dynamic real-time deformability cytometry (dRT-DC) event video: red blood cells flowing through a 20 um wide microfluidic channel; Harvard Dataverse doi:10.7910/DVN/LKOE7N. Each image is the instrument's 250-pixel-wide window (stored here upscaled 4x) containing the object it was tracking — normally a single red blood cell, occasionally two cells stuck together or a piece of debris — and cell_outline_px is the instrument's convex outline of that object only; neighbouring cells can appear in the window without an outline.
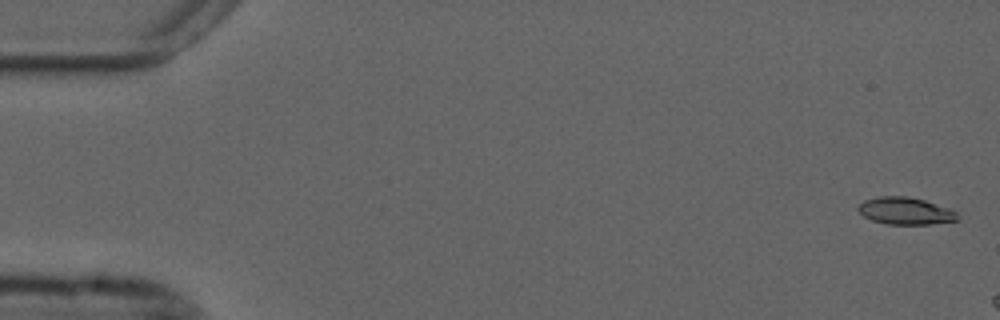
{"species": "common noctule bat (a hibernating species)", "species_latin": "Nyctalus noctula", "temperature_condition": "cold", "stored_images_in_passage": 12, "camera_frame_rate_fps": 3000, "um_per_image_px": 0.085, "animal": {"sex": "male", "forearm_length_mm": 52.5}, "frame": {"image": 1, "passage_image": 2, "time_ms": 0.333, "image_size_px": [1000, 320], "cell_outline_px": [[956, 220], [932, 224], [884, 224], [872, 220], [864, 216], [856, 208], [864, 200], [880, 196], [908, 196], [924, 200], [948, 208], [956, 212]], "centroid_in_image_um": [76.91, 17.92], "position_along_channel_um": 8.1, "area_um2": 15.55}}